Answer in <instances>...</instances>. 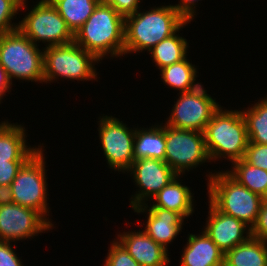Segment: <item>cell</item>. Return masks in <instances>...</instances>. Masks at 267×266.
Masks as SVG:
<instances>
[{
  "mask_svg": "<svg viewBox=\"0 0 267 266\" xmlns=\"http://www.w3.org/2000/svg\"><path fill=\"white\" fill-rule=\"evenodd\" d=\"M186 21L171 6L153 7L149 11L139 10L125 17L124 56L128 53L150 51L163 39H166L187 26Z\"/></svg>",
  "mask_w": 267,
  "mask_h": 266,
  "instance_id": "obj_1",
  "label": "cell"
},
{
  "mask_svg": "<svg viewBox=\"0 0 267 266\" xmlns=\"http://www.w3.org/2000/svg\"><path fill=\"white\" fill-rule=\"evenodd\" d=\"M74 42L99 60L124 55L125 17L112 6L98 4L92 15L74 34Z\"/></svg>",
  "mask_w": 267,
  "mask_h": 266,
  "instance_id": "obj_2",
  "label": "cell"
},
{
  "mask_svg": "<svg viewBox=\"0 0 267 266\" xmlns=\"http://www.w3.org/2000/svg\"><path fill=\"white\" fill-rule=\"evenodd\" d=\"M204 136L210 162L223 157L234 163L244 158L249 139L241 110L220 107L206 125Z\"/></svg>",
  "mask_w": 267,
  "mask_h": 266,
  "instance_id": "obj_3",
  "label": "cell"
},
{
  "mask_svg": "<svg viewBox=\"0 0 267 266\" xmlns=\"http://www.w3.org/2000/svg\"><path fill=\"white\" fill-rule=\"evenodd\" d=\"M206 176L209 203L218 211L233 216L252 228L263 198L239 184L226 171Z\"/></svg>",
  "mask_w": 267,
  "mask_h": 266,
  "instance_id": "obj_4",
  "label": "cell"
},
{
  "mask_svg": "<svg viewBox=\"0 0 267 266\" xmlns=\"http://www.w3.org/2000/svg\"><path fill=\"white\" fill-rule=\"evenodd\" d=\"M19 29L0 36V64L12 79L44 82L43 50Z\"/></svg>",
  "mask_w": 267,
  "mask_h": 266,
  "instance_id": "obj_5",
  "label": "cell"
},
{
  "mask_svg": "<svg viewBox=\"0 0 267 266\" xmlns=\"http://www.w3.org/2000/svg\"><path fill=\"white\" fill-rule=\"evenodd\" d=\"M100 60L74 41L43 48L44 83L58 77L77 81L96 80L95 63Z\"/></svg>",
  "mask_w": 267,
  "mask_h": 266,
  "instance_id": "obj_6",
  "label": "cell"
},
{
  "mask_svg": "<svg viewBox=\"0 0 267 266\" xmlns=\"http://www.w3.org/2000/svg\"><path fill=\"white\" fill-rule=\"evenodd\" d=\"M22 165L11 182L13 203L38 211L52 226L47 203L45 157L42 146Z\"/></svg>",
  "mask_w": 267,
  "mask_h": 266,
  "instance_id": "obj_7",
  "label": "cell"
},
{
  "mask_svg": "<svg viewBox=\"0 0 267 266\" xmlns=\"http://www.w3.org/2000/svg\"><path fill=\"white\" fill-rule=\"evenodd\" d=\"M18 29L35 45L57 46L74 41V34L65 20L49 0H40L33 9L19 21Z\"/></svg>",
  "mask_w": 267,
  "mask_h": 266,
  "instance_id": "obj_8",
  "label": "cell"
},
{
  "mask_svg": "<svg viewBox=\"0 0 267 266\" xmlns=\"http://www.w3.org/2000/svg\"><path fill=\"white\" fill-rule=\"evenodd\" d=\"M165 142L164 161L177 175L210 161L202 132L165 125Z\"/></svg>",
  "mask_w": 267,
  "mask_h": 266,
  "instance_id": "obj_9",
  "label": "cell"
},
{
  "mask_svg": "<svg viewBox=\"0 0 267 266\" xmlns=\"http://www.w3.org/2000/svg\"><path fill=\"white\" fill-rule=\"evenodd\" d=\"M179 95L165 125L204 133L206 125L221 105L207 94L203 85L189 92H179Z\"/></svg>",
  "mask_w": 267,
  "mask_h": 266,
  "instance_id": "obj_10",
  "label": "cell"
},
{
  "mask_svg": "<svg viewBox=\"0 0 267 266\" xmlns=\"http://www.w3.org/2000/svg\"><path fill=\"white\" fill-rule=\"evenodd\" d=\"M99 139L109 168L127 172L135 160L134 139L136 128L129 129L118 118L100 116Z\"/></svg>",
  "mask_w": 267,
  "mask_h": 266,
  "instance_id": "obj_11",
  "label": "cell"
},
{
  "mask_svg": "<svg viewBox=\"0 0 267 266\" xmlns=\"http://www.w3.org/2000/svg\"><path fill=\"white\" fill-rule=\"evenodd\" d=\"M53 227L34 209L16 203L0 205V241L30 239Z\"/></svg>",
  "mask_w": 267,
  "mask_h": 266,
  "instance_id": "obj_12",
  "label": "cell"
},
{
  "mask_svg": "<svg viewBox=\"0 0 267 266\" xmlns=\"http://www.w3.org/2000/svg\"><path fill=\"white\" fill-rule=\"evenodd\" d=\"M129 172L140 188L130 198L132 208L145 204V200L151 199L177 176L165 161L152 158L134 160Z\"/></svg>",
  "mask_w": 267,
  "mask_h": 266,
  "instance_id": "obj_13",
  "label": "cell"
},
{
  "mask_svg": "<svg viewBox=\"0 0 267 266\" xmlns=\"http://www.w3.org/2000/svg\"><path fill=\"white\" fill-rule=\"evenodd\" d=\"M208 206L204 231L224 253L251 237V228L244 222L218 211L211 203Z\"/></svg>",
  "mask_w": 267,
  "mask_h": 266,
  "instance_id": "obj_14",
  "label": "cell"
},
{
  "mask_svg": "<svg viewBox=\"0 0 267 266\" xmlns=\"http://www.w3.org/2000/svg\"><path fill=\"white\" fill-rule=\"evenodd\" d=\"M149 208V209H148ZM137 213H147V224L143 230L156 243L166 250L170 242L176 238L182 226L184 218L171 210L160 207H149L147 203L132 208Z\"/></svg>",
  "mask_w": 267,
  "mask_h": 266,
  "instance_id": "obj_15",
  "label": "cell"
},
{
  "mask_svg": "<svg viewBox=\"0 0 267 266\" xmlns=\"http://www.w3.org/2000/svg\"><path fill=\"white\" fill-rule=\"evenodd\" d=\"M118 234L117 240L141 266H167L168 250L156 243L144 231Z\"/></svg>",
  "mask_w": 267,
  "mask_h": 266,
  "instance_id": "obj_16",
  "label": "cell"
},
{
  "mask_svg": "<svg viewBox=\"0 0 267 266\" xmlns=\"http://www.w3.org/2000/svg\"><path fill=\"white\" fill-rule=\"evenodd\" d=\"M188 242L181 256V266H223L224 252L203 230L201 234H188Z\"/></svg>",
  "mask_w": 267,
  "mask_h": 266,
  "instance_id": "obj_17",
  "label": "cell"
},
{
  "mask_svg": "<svg viewBox=\"0 0 267 266\" xmlns=\"http://www.w3.org/2000/svg\"><path fill=\"white\" fill-rule=\"evenodd\" d=\"M12 124L0 122V162L27 161L39 148L27 146L25 128Z\"/></svg>",
  "mask_w": 267,
  "mask_h": 266,
  "instance_id": "obj_18",
  "label": "cell"
},
{
  "mask_svg": "<svg viewBox=\"0 0 267 266\" xmlns=\"http://www.w3.org/2000/svg\"><path fill=\"white\" fill-rule=\"evenodd\" d=\"M177 175L160 192L154 195L150 207H160L180 214L184 219L194 212L193 194L189 187L181 184Z\"/></svg>",
  "mask_w": 267,
  "mask_h": 266,
  "instance_id": "obj_19",
  "label": "cell"
},
{
  "mask_svg": "<svg viewBox=\"0 0 267 266\" xmlns=\"http://www.w3.org/2000/svg\"><path fill=\"white\" fill-rule=\"evenodd\" d=\"M223 266H267V242L250 237L224 253Z\"/></svg>",
  "mask_w": 267,
  "mask_h": 266,
  "instance_id": "obj_20",
  "label": "cell"
},
{
  "mask_svg": "<svg viewBox=\"0 0 267 266\" xmlns=\"http://www.w3.org/2000/svg\"><path fill=\"white\" fill-rule=\"evenodd\" d=\"M165 148V125L158 124L150 128H136L134 139L135 160L152 158L164 161Z\"/></svg>",
  "mask_w": 267,
  "mask_h": 266,
  "instance_id": "obj_21",
  "label": "cell"
},
{
  "mask_svg": "<svg viewBox=\"0 0 267 266\" xmlns=\"http://www.w3.org/2000/svg\"><path fill=\"white\" fill-rule=\"evenodd\" d=\"M75 34L97 7L98 0H49Z\"/></svg>",
  "mask_w": 267,
  "mask_h": 266,
  "instance_id": "obj_22",
  "label": "cell"
},
{
  "mask_svg": "<svg viewBox=\"0 0 267 266\" xmlns=\"http://www.w3.org/2000/svg\"><path fill=\"white\" fill-rule=\"evenodd\" d=\"M189 62L187 57L180 62L173 63L160 69L162 82L172 88L183 92H189L198 88L201 84L195 83L197 69Z\"/></svg>",
  "mask_w": 267,
  "mask_h": 266,
  "instance_id": "obj_23",
  "label": "cell"
},
{
  "mask_svg": "<svg viewBox=\"0 0 267 266\" xmlns=\"http://www.w3.org/2000/svg\"><path fill=\"white\" fill-rule=\"evenodd\" d=\"M188 46L189 43L186 39L175 33L160 41L149 51V53H151L152 60L160 70L165 66L185 59L188 53Z\"/></svg>",
  "mask_w": 267,
  "mask_h": 266,
  "instance_id": "obj_24",
  "label": "cell"
},
{
  "mask_svg": "<svg viewBox=\"0 0 267 266\" xmlns=\"http://www.w3.org/2000/svg\"><path fill=\"white\" fill-rule=\"evenodd\" d=\"M232 169L226 172L239 184L261 196L267 193V171L254 167L244 159L232 163Z\"/></svg>",
  "mask_w": 267,
  "mask_h": 266,
  "instance_id": "obj_25",
  "label": "cell"
},
{
  "mask_svg": "<svg viewBox=\"0 0 267 266\" xmlns=\"http://www.w3.org/2000/svg\"><path fill=\"white\" fill-rule=\"evenodd\" d=\"M242 110L246 121L249 142L267 144V96Z\"/></svg>",
  "mask_w": 267,
  "mask_h": 266,
  "instance_id": "obj_26",
  "label": "cell"
},
{
  "mask_svg": "<svg viewBox=\"0 0 267 266\" xmlns=\"http://www.w3.org/2000/svg\"><path fill=\"white\" fill-rule=\"evenodd\" d=\"M26 0H0V36L17 30L19 23H12V20L20 9L26 7Z\"/></svg>",
  "mask_w": 267,
  "mask_h": 266,
  "instance_id": "obj_27",
  "label": "cell"
},
{
  "mask_svg": "<svg viewBox=\"0 0 267 266\" xmlns=\"http://www.w3.org/2000/svg\"><path fill=\"white\" fill-rule=\"evenodd\" d=\"M103 266H141L117 240H114L108 250Z\"/></svg>",
  "mask_w": 267,
  "mask_h": 266,
  "instance_id": "obj_28",
  "label": "cell"
},
{
  "mask_svg": "<svg viewBox=\"0 0 267 266\" xmlns=\"http://www.w3.org/2000/svg\"><path fill=\"white\" fill-rule=\"evenodd\" d=\"M243 159L252 166L267 171V144L248 142Z\"/></svg>",
  "mask_w": 267,
  "mask_h": 266,
  "instance_id": "obj_29",
  "label": "cell"
},
{
  "mask_svg": "<svg viewBox=\"0 0 267 266\" xmlns=\"http://www.w3.org/2000/svg\"><path fill=\"white\" fill-rule=\"evenodd\" d=\"M140 0H98L100 5L112 6L119 14L126 17L140 10Z\"/></svg>",
  "mask_w": 267,
  "mask_h": 266,
  "instance_id": "obj_30",
  "label": "cell"
},
{
  "mask_svg": "<svg viewBox=\"0 0 267 266\" xmlns=\"http://www.w3.org/2000/svg\"><path fill=\"white\" fill-rule=\"evenodd\" d=\"M251 237L267 242V202L263 201L257 220L251 228Z\"/></svg>",
  "mask_w": 267,
  "mask_h": 266,
  "instance_id": "obj_31",
  "label": "cell"
},
{
  "mask_svg": "<svg viewBox=\"0 0 267 266\" xmlns=\"http://www.w3.org/2000/svg\"><path fill=\"white\" fill-rule=\"evenodd\" d=\"M26 161L0 162V185H11L19 169Z\"/></svg>",
  "mask_w": 267,
  "mask_h": 266,
  "instance_id": "obj_32",
  "label": "cell"
},
{
  "mask_svg": "<svg viewBox=\"0 0 267 266\" xmlns=\"http://www.w3.org/2000/svg\"><path fill=\"white\" fill-rule=\"evenodd\" d=\"M10 243L0 241V266H24Z\"/></svg>",
  "mask_w": 267,
  "mask_h": 266,
  "instance_id": "obj_33",
  "label": "cell"
},
{
  "mask_svg": "<svg viewBox=\"0 0 267 266\" xmlns=\"http://www.w3.org/2000/svg\"><path fill=\"white\" fill-rule=\"evenodd\" d=\"M199 0H180L179 4L171 5L176 11L186 20L190 21L194 19L196 3Z\"/></svg>",
  "mask_w": 267,
  "mask_h": 266,
  "instance_id": "obj_34",
  "label": "cell"
},
{
  "mask_svg": "<svg viewBox=\"0 0 267 266\" xmlns=\"http://www.w3.org/2000/svg\"><path fill=\"white\" fill-rule=\"evenodd\" d=\"M12 82L10 81L7 72L4 70L3 66L0 64V103L6 92L11 89Z\"/></svg>",
  "mask_w": 267,
  "mask_h": 266,
  "instance_id": "obj_35",
  "label": "cell"
},
{
  "mask_svg": "<svg viewBox=\"0 0 267 266\" xmlns=\"http://www.w3.org/2000/svg\"><path fill=\"white\" fill-rule=\"evenodd\" d=\"M13 203L11 185H0V205Z\"/></svg>",
  "mask_w": 267,
  "mask_h": 266,
  "instance_id": "obj_36",
  "label": "cell"
},
{
  "mask_svg": "<svg viewBox=\"0 0 267 266\" xmlns=\"http://www.w3.org/2000/svg\"><path fill=\"white\" fill-rule=\"evenodd\" d=\"M263 201L267 202V193H266L265 196L263 197Z\"/></svg>",
  "mask_w": 267,
  "mask_h": 266,
  "instance_id": "obj_37",
  "label": "cell"
}]
</instances>
